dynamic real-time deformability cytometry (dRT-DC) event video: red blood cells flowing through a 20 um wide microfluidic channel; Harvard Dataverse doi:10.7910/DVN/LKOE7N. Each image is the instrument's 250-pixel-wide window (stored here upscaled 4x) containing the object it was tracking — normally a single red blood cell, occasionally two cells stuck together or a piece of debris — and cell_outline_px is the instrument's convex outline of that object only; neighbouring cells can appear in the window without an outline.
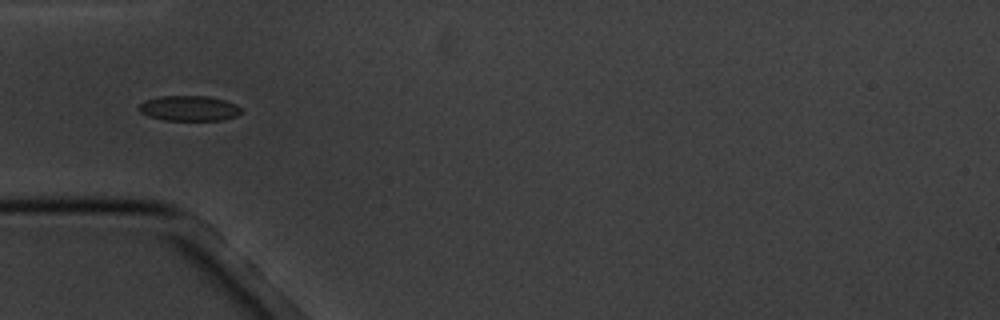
{"species": "common noctule bat (a hibernating species)", "species_latin": "Nyctalus noctula", "temperature_condition": "cold", "stored_images_in_passage": 4, "camera_frame_rate_fps": 3000, "um_per_image_px": 0.085, "animal": {"sex": "male", "body_mass_g": 20.1, "forearm_length_mm": 53.5}, "frame": {"image": 1, "passage_image": 3, "time_ms": 3.0, "image_size_px": [1000, 320], "cell_outline_px": [[240, 112], [236, 116], [224, 120], [164, 120], [148, 116], [140, 112], [136, 108], [144, 100], [160, 96], [208, 96], [224, 100], [236, 104], [240, 108]], "centroid_in_image_um": [16.03, 9.2], "position_along_channel_um": 69.0, "area_um2": 15.09}}
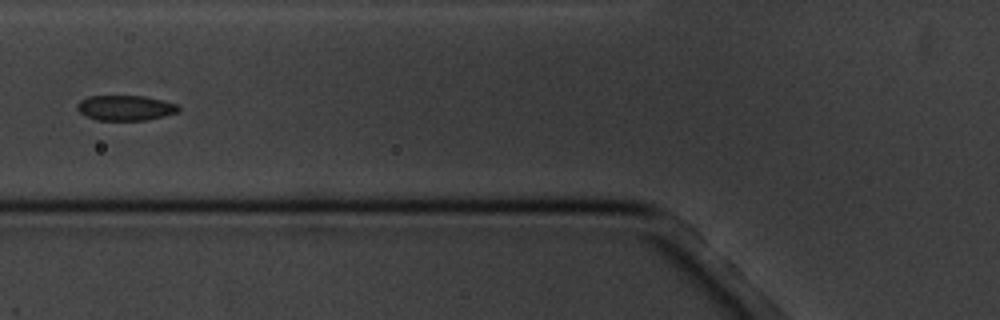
{"frame": {"image": 2, "passage_image": 4, "time_ms": 4.333, "image_size_px": [1000, 320], "cell_outline_px": [[180, 108], [176, 112], [164, 116], [148, 120], [96, 120], [84, 116], [76, 108], [76, 104], [80, 100], [88, 96], [144, 96], [176, 104]], "centroid_in_image_um": [10.6, 9.17], "position_along_channel_um": 115.2, "area_um2": 14.85}}